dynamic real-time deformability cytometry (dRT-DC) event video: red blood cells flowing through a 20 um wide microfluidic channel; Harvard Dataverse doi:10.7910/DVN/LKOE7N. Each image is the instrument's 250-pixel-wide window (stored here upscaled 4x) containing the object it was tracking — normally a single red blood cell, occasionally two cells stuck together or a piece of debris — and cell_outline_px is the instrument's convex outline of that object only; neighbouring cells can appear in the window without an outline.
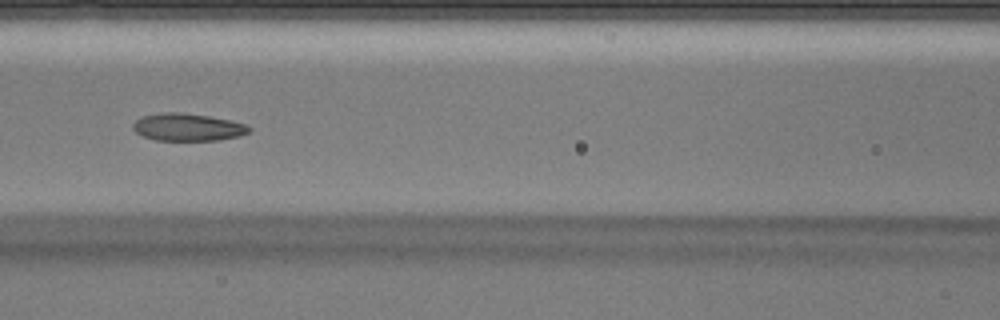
{"species": "Egyptian fruit bat (a non-hibernating species)", "species_latin": "Rousettus aegyptiacus", "temperature_condition": "warm", "stored_images_in_passage": 45, "camera_frame_rate_fps": 3000, "um_per_image_px": 0.085, "animal": {"sex": "male"}, "frame": {"image": 1, "passage_image": 20, "time_ms": 6.333, "image_size_px": [1000, 320], "cell_outline_px": [[252, 128], [248, 132], [240, 136], [220, 140], [156, 140], [144, 136], [136, 132], [132, 128], [132, 124], [140, 116], [160, 112], [180, 112], [208, 116], [248, 124]], "centroid_in_image_um": [15.95, 10.8], "position_along_channel_um": 150.7, "area_um2": 18.67}}